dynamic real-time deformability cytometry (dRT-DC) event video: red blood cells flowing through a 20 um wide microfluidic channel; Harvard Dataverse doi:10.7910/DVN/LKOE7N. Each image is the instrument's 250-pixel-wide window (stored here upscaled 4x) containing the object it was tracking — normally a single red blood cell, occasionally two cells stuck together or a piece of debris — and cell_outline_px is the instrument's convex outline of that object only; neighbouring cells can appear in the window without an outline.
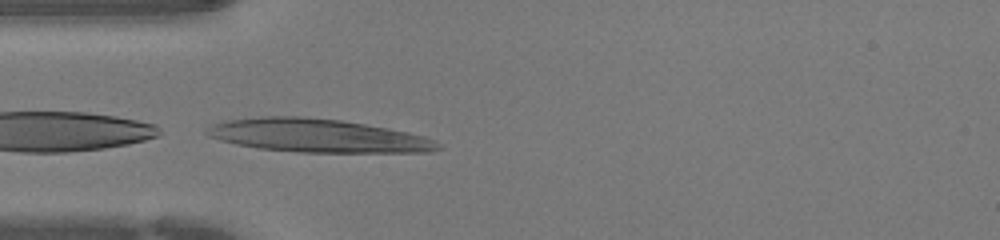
{"species": "human", "species_latin": "Homo sapiens", "temperature_condition": "warm", "stored_images_in_passage": 5, "camera_frame_rate_fps": 3000, "um_per_image_px": 0.085, "donor": {"sex": "female"}, "frame": {"image": 1, "passage_image": 5, "time_ms": 1.333, "image_size_px": [1000, 240], "cell_outline_px": [[440, 148], [428, 152], [300, 152], [260, 148], [236, 144], [220, 140], [208, 136], [204, 132], [212, 124], [228, 120], [264, 116], [300, 116], [340, 120], [388, 128], [408, 132], [424, 136], [436, 140]], "centroid_in_image_um": [26.99, 11.53], "position_along_channel_um": 58.0, "area_um2": 44.62}}